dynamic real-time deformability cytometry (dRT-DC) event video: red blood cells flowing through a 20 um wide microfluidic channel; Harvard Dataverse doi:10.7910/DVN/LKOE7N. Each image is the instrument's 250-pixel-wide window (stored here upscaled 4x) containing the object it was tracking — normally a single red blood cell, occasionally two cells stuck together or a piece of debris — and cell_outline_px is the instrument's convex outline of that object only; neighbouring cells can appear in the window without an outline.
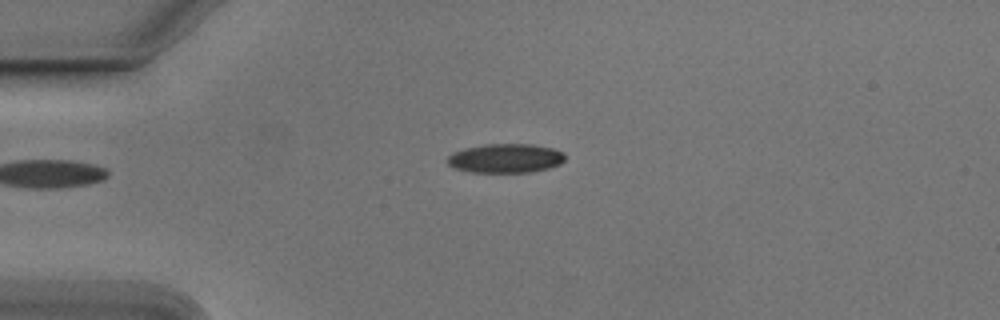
{"species": "Egyptian fruit bat (a non-hibernating species)", "species_latin": "Rousettus aegyptiacus", "temperature_condition": "cold", "stored_images_in_passage": 35, "camera_frame_rate_fps": 3000, "um_per_image_px": 0.085, "animal": {"sex": "male"}, "frame": {"image": 1, "passage_image": 1, "time_ms": 0.0, "image_size_px": [1000, 320], "cell_outline_px": [[564, 160], [560, 164], [548, 168], [528, 172], [472, 172], [456, 168], [448, 164], [444, 160], [452, 152], [484, 144], [532, 144], [552, 148], [564, 152]], "centroid_in_image_um": [42.96, 13.45], "position_along_channel_um": 42.0, "area_um2": 19.88}}
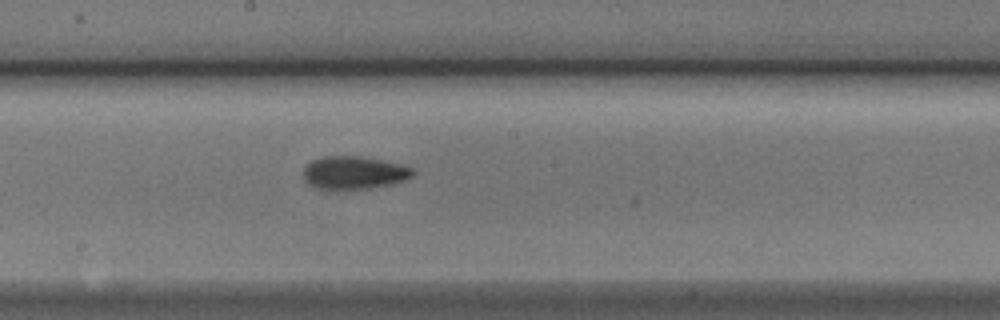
{"frame": {"image": 2, "passage_image": 17, "time_ms": 5.333, "image_size_px": [1000, 320], "cell_outline_px": [[416, 172], [412, 176], [404, 180], [392, 184], [344, 192], [332, 192], [312, 188], [304, 180], [304, 168], [312, 160], [324, 156], [360, 156], [400, 164], [412, 168]], "centroid_in_image_um": [30.02, 14.73], "position_along_channel_um": 218.2, "area_um2": 21.73}}
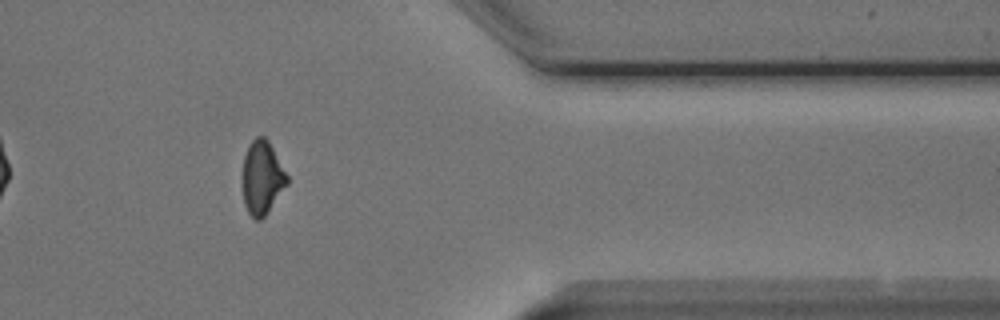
{"frame": {"image": 3, "passage_image": 32, "time_ms": 10.333, "image_size_px": [1000, 320], "cell_outline_px": [[288, 184], [268, 212], [260, 220], [256, 220], [248, 212], [244, 204], [244, 156], [248, 144], [256, 136], [264, 136], [268, 140], [288, 176]], "centroid_in_image_um": [22.3, 15.09], "position_along_channel_um": 389.1, "area_um2": 18.84}, "authors_computed_cell_mechanics": {"area_um2": 20.1144, "velocity_mm_per_s": 3.8014, "shape_relaxation_time_tau1_ms": 3.3522, "shape_relaxation_time_tau2_ms": 3.8243, "deformation_change_tau1": 0.117, "deformation_change_tau2": 0.1002}}